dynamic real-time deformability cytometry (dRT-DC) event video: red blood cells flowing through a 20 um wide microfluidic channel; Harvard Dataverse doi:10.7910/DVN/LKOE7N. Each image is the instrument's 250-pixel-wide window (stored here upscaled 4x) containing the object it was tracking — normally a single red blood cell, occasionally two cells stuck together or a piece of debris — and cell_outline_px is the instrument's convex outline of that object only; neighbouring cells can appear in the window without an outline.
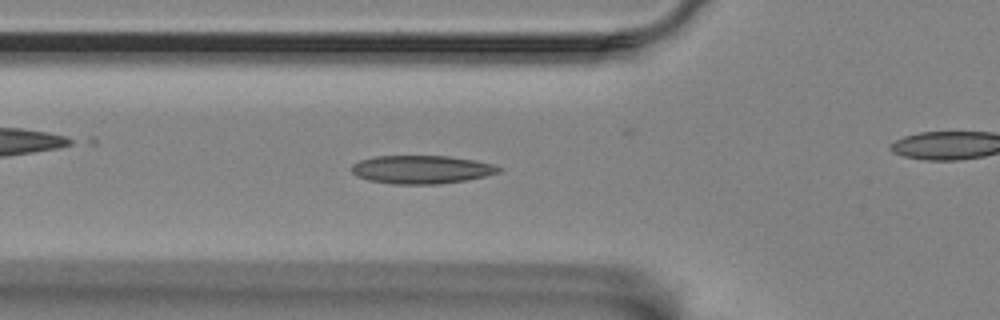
{"species": "Egyptian fruit bat (a non-hibernating species)", "species_latin": "Rousettus aegyptiacus", "temperature_condition": "room temperature", "stored_images_in_passage": 49, "camera_frame_rate_fps": 3000, "um_per_image_px": 0.085, "animal": {"sex": "female"}, "frame": {"image": 1, "passage_image": 19, "time_ms": 6.0, "image_size_px": [1000, 320], "cell_outline_px": [[504, 168], [500, 172], [468, 180], [440, 184], [392, 184], [368, 180], [356, 176], [352, 172], [352, 164], [360, 160], [376, 156], [448, 156], [476, 160], [492, 164]], "centroid_in_image_um": [35.85, 14.41], "position_along_channel_um": 90.0, "area_um2": 24.39}}
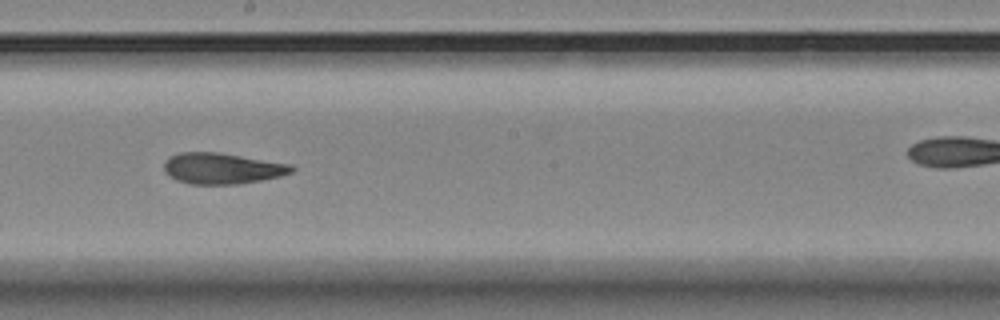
{"frame": {"image": 2, "passage_image": 31, "time_ms": 10.0, "image_size_px": [1000, 320], "cell_outline_px": [[296, 168], [292, 172], [280, 176], [240, 184], [188, 184], [176, 180], [168, 176], [164, 172], [164, 164], [168, 156], [180, 152], [216, 152], [292, 164]], "centroid_in_image_um": [18.85, 14.32], "position_along_channel_um": 229.4, "area_um2": 23.18}}
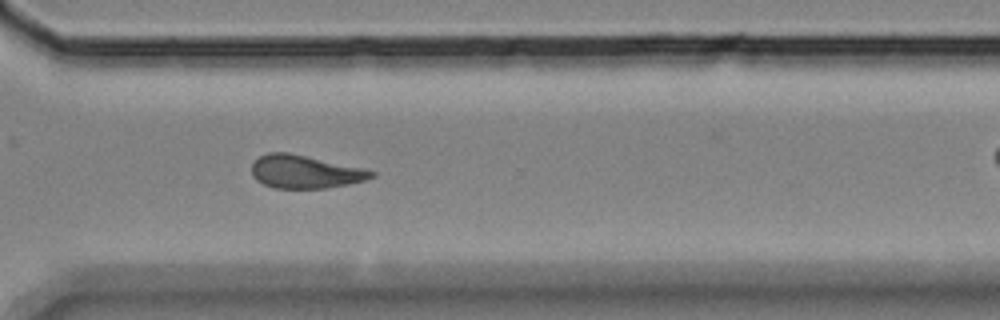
{"frame": {"image": 3, "passage_image": 41, "time_ms": 13.333, "image_size_px": [1000, 320], "cell_outline_px": [[376, 176], [364, 180], [348, 184], [324, 188], [276, 188], [264, 184], [256, 180], [252, 176], [252, 164], [260, 156], [268, 152], [288, 152], [360, 168], [376, 172]], "centroid_in_image_um": [25.89, 14.6], "position_along_channel_um": 344.7, "area_um2": 22.72}, "authors_computed_cell_mechanics": {"area_um2": 23.2356, "velocity_mm_per_s": 3.4637, "shape_relaxation_time_tau1_ms": null, "shape_relaxation_time_tau2_ms": 3.5738, "deformation_change_tau1": null, "deformation_change_tau2": 0.1089}}